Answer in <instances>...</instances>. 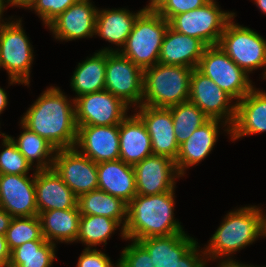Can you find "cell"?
Masks as SVG:
<instances>
[{
    "label": "cell",
    "instance_id": "obj_7",
    "mask_svg": "<svg viewBox=\"0 0 266 267\" xmlns=\"http://www.w3.org/2000/svg\"><path fill=\"white\" fill-rule=\"evenodd\" d=\"M235 13L222 11L215 0L204 6L178 15L169 20L175 31L201 40L206 46L218 45L226 24Z\"/></svg>",
    "mask_w": 266,
    "mask_h": 267
},
{
    "label": "cell",
    "instance_id": "obj_10",
    "mask_svg": "<svg viewBox=\"0 0 266 267\" xmlns=\"http://www.w3.org/2000/svg\"><path fill=\"white\" fill-rule=\"evenodd\" d=\"M105 90L128 106H141L143 69L119 52L106 51Z\"/></svg>",
    "mask_w": 266,
    "mask_h": 267
},
{
    "label": "cell",
    "instance_id": "obj_20",
    "mask_svg": "<svg viewBox=\"0 0 266 267\" xmlns=\"http://www.w3.org/2000/svg\"><path fill=\"white\" fill-rule=\"evenodd\" d=\"M266 131V92L253 88L236 103V115L230 127L232 140Z\"/></svg>",
    "mask_w": 266,
    "mask_h": 267
},
{
    "label": "cell",
    "instance_id": "obj_47",
    "mask_svg": "<svg viewBox=\"0 0 266 267\" xmlns=\"http://www.w3.org/2000/svg\"><path fill=\"white\" fill-rule=\"evenodd\" d=\"M261 227H262V236H266V214L265 212L263 213V210H261Z\"/></svg>",
    "mask_w": 266,
    "mask_h": 267
},
{
    "label": "cell",
    "instance_id": "obj_24",
    "mask_svg": "<svg viewBox=\"0 0 266 267\" xmlns=\"http://www.w3.org/2000/svg\"><path fill=\"white\" fill-rule=\"evenodd\" d=\"M120 155L124 163L135 165L153 155L151 138L141 118L135 113L119 125Z\"/></svg>",
    "mask_w": 266,
    "mask_h": 267
},
{
    "label": "cell",
    "instance_id": "obj_35",
    "mask_svg": "<svg viewBox=\"0 0 266 267\" xmlns=\"http://www.w3.org/2000/svg\"><path fill=\"white\" fill-rule=\"evenodd\" d=\"M3 136L4 150L0 153V175H27L32 166L26 158L19 152L16 144L9 135L1 133Z\"/></svg>",
    "mask_w": 266,
    "mask_h": 267
},
{
    "label": "cell",
    "instance_id": "obj_26",
    "mask_svg": "<svg viewBox=\"0 0 266 267\" xmlns=\"http://www.w3.org/2000/svg\"><path fill=\"white\" fill-rule=\"evenodd\" d=\"M38 216L43 237L48 242L71 243L77 240L81 217L78 206L71 209L44 211Z\"/></svg>",
    "mask_w": 266,
    "mask_h": 267
},
{
    "label": "cell",
    "instance_id": "obj_25",
    "mask_svg": "<svg viewBox=\"0 0 266 267\" xmlns=\"http://www.w3.org/2000/svg\"><path fill=\"white\" fill-rule=\"evenodd\" d=\"M138 242L148 251L155 267H175L197 241L185 233L147 237Z\"/></svg>",
    "mask_w": 266,
    "mask_h": 267
},
{
    "label": "cell",
    "instance_id": "obj_12",
    "mask_svg": "<svg viewBox=\"0 0 266 267\" xmlns=\"http://www.w3.org/2000/svg\"><path fill=\"white\" fill-rule=\"evenodd\" d=\"M73 100L77 126L120 125L128 116L126 112L129 106L105 89Z\"/></svg>",
    "mask_w": 266,
    "mask_h": 267
},
{
    "label": "cell",
    "instance_id": "obj_22",
    "mask_svg": "<svg viewBox=\"0 0 266 267\" xmlns=\"http://www.w3.org/2000/svg\"><path fill=\"white\" fill-rule=\"evenodd\" d=\"M98 189L127 204L137 195L133 165L121 159L97 163Z\"/></svg>",
    "mask_w": 266,
    "mask_h": 267
},
{
    "label": "cell",
    "instance_id": "obj_39",
    "mask_svg": "<svg viewBox=\"0 0 266 267\" xmlns=\"http://www.w3.org/2000/svg\"><path fill=\"white\" fill-rule=\"evenodd\" d=\"M77 267H118V263L114 266L105 253L95 248H85L79 256Z\"/></svg>",
    "mask_w": 266,
    "mask_h": 267
},
{
    "label": "cell",
    "instance_id": "obj_14",
    "mask_svg": "<svg viewBox=\"0 0 266 267\" xmlns=\"http://www.w3.org/2000/svg\"><path fill=\"white\" fill-rule=\"evenodd\" d=\"M137 195H157L175 188V179L180 177L175 161L158 155L146 157L133 165Z\"/></svg>",
    "mask_w": 266,
    "mask_h": 267
},
{
    "label": "cell",
    "instance_id": "obj_21",
    "mask_svg": "<svg viewBox=\"0 0 266 267\" xmlns=\"http://www.w3.org/2000/svg\"><path fill=\"white\" fill-rule=\"evenodd\" d=\"M206 47L201 40L181 34L169 26L163 38L158 63L194 69Z\"/></svg>",
    "mask_w": 266,
    "mask_h": 267
},
{
    "label": "cell",
    "instance_id": "obj_1",
    "mask_svg": "<svg viewBox=\"0 0 266 267\" xmlns=\"http://www.w3.org/2000/svg\"><path fill=\"white\" fill-rule=\"evenodd\" d=\"M72 102L59 88L50 87L30 106L20 123L56 150L75 148L78 128Z\"/></svg>",
    "mask_w": 266,
    "mask_h": 267
},
{
    "label": "cell",
    "instance_id": "obj_28",
    "mask_svg": "<svg viewBox=\"0 0 266 267\" xmlns=\"http://www.w3.org/2000/svg\"><path fill=\"white\" fill-rule=\"evenodd\" d=\"M77 206L81 215L106 216L122 223L121 236L126 240L124 228L127 221L128 204L125 201L103 190L95 189L79 196Z\"/></svg>",
    "mask_w": 266,
    "mask_h": 267
},
{
    "label": "cell",
    "instance_id": "obj_36",
    "mask_svg": "<svg viewBox=\"0 0 266 267\" xmlns=\"http://www.w3.org/2000/svg\"><path fill=\"white\" fill-rule=\"evenodd\" d=\"M81 0H34L27 8L34 9L45 25H49L68 7Z\"/></svg>",
    "mask_w": 266,
    "mask_h": 267
},
{
    "label": "cell",
    "instance_id": "obj_3",
    "mask_svg": "<svg viewBox=\"0 0 266 267\" xmlns=\"http://www.w3.org/2000/svg\"><path fill=\"white\" fill-rule=\"evenodd\" d=\"M261 236V208L242 207L226 215L210 238L209 245L201 253L209 258L208 260L229 257L230 254L252 244Z\"/></svg>",
    "mask_w": 266,
    "mask_h": 267
},
{
    "label": "cell",
    "instance_id": "obj_19",
    "mask_svg": "<svg viewBox=\"0 0 266 267\" xmlns=\"http://www.w3.org/2000/svg\"><path fill=\"white\" fill-rule=\"evenodd\" d=\"M35 197L38 214L77 206V197L53 168L35 171Z\"/></svg>",
    "mask_w": 266,
    "mask_h": 267
},
{
    "label": "cell",
    "instance_id": "obj_45",
    "mask_svg": "<svg viewBox=\"0 0 266 267\" xmlns=\"http://www.w3.org/2000/svg\"><path fill=\"white\" fill-rule=\"evenodd\" d=\"M6 94L7 93L4 91V89L0 87V114L2 113V111H4L8 104V98Z\"/></svg>",
    "mask_w": 266,
    "mask_h": 267
},
{
    "label": "cell",
    "instance_id": "obj_13",
    "mask_svg": "<svg viewBox=\"0 0 266 267\" xmlns=\"http://www.w3.org/2000/svg\"><path fill=\"white\" fill-rule=\"evenodd\" d=\"M54 155L52 168L77 198L98 189L97 163L76 148L59 149Z\"/></svg>",
    "mask_w": 266,
    "mask_h": 267
},
{
    "label": "cell",
    "instance_id": "obj_37",
    "mask_svg": "<svg viewBox=\"0 0 266 267\" xmlns=\"http://www.w3.org/2000/svg\"><path fill=\"white\" fill-rule=\"evenodd\" d=\"M118 267H155L148 251L138 242L133 241L123 249Z\"/></svg>",
    "mask_w": 266,
    "mask_h": 267
},
{
    "label": "cell",
    "instance_id": "obj_44",
    "mask_svg": "<svg viewBox=\"0 0 266 267\" xmlns=\"http://www.w3.org/2000/svg\"><path fill=\"white\" fill-rule=\"evenodd\" d=\"M34 0H8L10 6H18L27 8Z\"/></svg>",
    "mask_w": 266,
    "mask_h": 267
},
{
    "label": "cell",
    "instance_id": "obj_48",
    "mask_svg": "<svg viewBox=\"0 0 266 267\" xmlns=\"http://www.w3.org/2000/svg\"><path fill=\"white\" fill-rule=\"evenodd\" d=\"M261 12L266 13V0H254Z\"/></svg>",
    "mask_w": 266,
    "mask_h": 267
},
{
    "label": "cell",
    "instance_id": "obj_5",
    "mask_svg": "<svg viewBox=\"0 0 266 267\" xmlns=\"http://www.w3.org/2000/svg\"><path fill=\"white\" fill-rule=\"evenodd\" d=\"M169 21L156 10H144L136 19L133 29L122 49H101L119 52L143 70L156 65Z\"/></svg>",
    "mask_w": 266,
    "mask_h": 267
},
{
    "label": "cell",
    "instance_id": "obj_17",
    "mask_svg": "<svg viewBox=\"0 0 266 267\" xmlns=\"http://www.w3.org/2000/svg\"><path fill=\"white\" fill-rule=\"evenodd\" d=\"M75 148L95 163L119 159V125L77 126Z\"/></svg>",
    "mask_w": 266,
    "mask_h": 267
},
{
    "label": "cell",
    "instance_id": "obj_11",
    "mask_svg": "<svg viewBox=\"0 0 266 267\" xmlns=\"http://www.w3.org/2000/svg\"><path fill=\"white\" fill-rule=\"evenodd\" d=\"M213 80L194 68L190 77L189 101L195 104L209 119L224 120L230 134L236 115V103ZM232 105V106H231ZM224 118V119H223Z\"/></svg>",
    "mask_w": 266,
    "mask_h": 267
},
{
    "label": "cell",
    "instance_id": "obj_9",
    "mask_svg": "<svg viewBox=\"0 0 266 267\" xmlns=\"http://www.w3.org/2000/svg\"><path fill=\"white\" fill-rule=\"evenodd\" d=\"M197 69L233 99L240 101L254 87L248 74L219 45L207 46Z\"/></svg>",
    "mask_w": 266,
    "mask_h": 267
},
{
    "label": "cell",
    "instance_id": "obj_15",
    "mask_svg": "<svg viewBox=\"0 0 266 267\" xmlns=\"http://www.w3.org/2000/svg\"><path fill=\"white\" fill-rule=\"evenodd\" d=\"M28 175H0V207L15 217L38 216L35 197V173Z\"/></svg>",
    "mask_w": 266,
    "mask_h": 267
},
{
    "label": "cell",
    "instance_id": "obj_23",
    "mask_svg": "<svg viewBox=\"0 0 266 267\" xmlns=\"http://www.w3.org/2000/svg\"><path fill=\"white\" fill-rule=\"evenodd\" d=\"M221 120L208 119L197 128L193 134L179 147L175 166L180 176H184L185 169L204 160L213 150L218 137V125Z\"/></svg>",
    "mask_w": 266,
    "mask_h": 267
},
{
    "label": "cell",
    "instance_id": "obj_8",
    "mask_svg": "<svg viewBox=\"0 0 266 267\" xmlns=\"http://www.w3.org/2000/svg\"><path fill=\"white\" fill-rule=\"evenodd\" d=\"M218 45L247 74L265 67L266 79V40L261 35L230 20Z\"/></svg>",
    "mask_w": 266,
    "mask_h": 267
},
{
    "label": "cell",
    "instance_id": "obj_46",
    "mask_svg": "<svg viewBox=\"0 0 266 267\" xmlns=\"http://www.w3.org/2000/svg\"><path fill=\"white\" fill-rule=\"evenodd\" d=\"M165 0H150V3L144 7L145 10H156Z\"/></svg>",
    "mask_w": 266,
    "mask_h": 267
},
{
    "label": "cell",
    "instance_id": "obj_29",
    "mask_svg": "<svg viewBox=\"0 0 266 267\" xmlns=\"http://www.w3.org/2000/svg\"><path fill=\"white\" fill-rule=\"evenodd\" d=\"M106 51H98L78 63L71 79L73 91L80 97L105 89Z\"/></svg>",
    "mask_w": 266,
    "mask_h": 267
},
{
    "label": "cell",
    "instance_id": "obj_33",
    "mask_svg": "<svg viewBox=\"0 0 266 267\" xmlns=\"http://www.w3.org/2000/svg\"><path fill=\"white\" fill-rule=\"evenodd\" d=\"M168 108L172 113L175 136L179 146L209 119L189 100Z\"/></svg>",
    "mask_w": 266,
    "mask_h": 267
},
{
    "label": "cell",
    "instance_id": "obj_6",
    "mask_svg": "<svg viewBox=\"0 0 266 267\" xmlns=\"http://www.w3.org/2000/svg\"><path fill=\"white\" fill-rule=\"evenodd\" d=\"M0 23V68L9 74L10 84L29 85L32 46L25 34L21 20Z\"/></svg>",
    "mask_w": 266,
    "mask_h": 267
},
{
    "label": "cell",
    "instance_id": "obj_43",
    "mask_svg": "<svg viewBox=\"0 0 266 267\" xmlns=\"http://www.w3.org/2000/svg\"><path fill=\"white\" fill-rule=\"evenodd\" d=\"M222 262L219 264V266L218 267H255V266H248V264L246 265V264H240L239 262H236V261H234V260H232V259H230V257L229 258H225V260L223 259V260H221Z\"/></svg>",
    "mask_w": 266,
    "mask_h": 267
},
{
    "label": "cell",
    "instance_id": "obj_16",
    "mask_svg": "<svg viewBox=\"0 0 266 267\" xmlns=\"http://www.w3.org/2000/svg\"><path fill=\"white\" fill-rule=\"evenodd\" d=\"M136 114L144 122L151 138L153 155L176 160L179 145L176 140L172 113L169 108L141 105Z\"/></svg>",
    "mask_w": 266,
    "mask_h": 267
},
{
    "label": "cell",
    "instance_id": "obj_2",
    "mask_svg": "<svg viewBox=\"0 0 266 267\" xmlns=\"http://www.w3.org/2000/svg\"><path fill=\"white\" fill-rule=\"evenodd\" d=\"M174 190L157 195H136L127 207L126 239L138 241L153 236L185 233L174 220Z\"/></svg>",
    "mask_w": 266,
    "mask_h": 267
},
{
    "label": "cell",
    "instance_id": "obj_38",
    "mask_svg": "<svg viewBox=\"0 0 266 267\" xmlns=\"http://www.w3.org/2000/svg\"><path fill=\"white\" fill-rule=\"evenodd\" d=\"M210 0H165L156 11L167 21L173 16L204 6Z\"/></svg>",
    "mask_w": 266,
    "mask_h": 267
},
{
    "label": "cell",
    "instance_id": "obj_42",
    "mask_svg": "<svg viewBox=\"0 0 266 267\" xmlns=\"http://www.w3.org/2000/svg\"><path fill=\"white\" fill-rule=\"evenodd\" d=\"M12 218L10 214L0 207V235H5Z\"/></svg>",
    "mask_w": 266,
    "mask_h": 267
},
{
    "label": "cell",
    "instance_id": "obj_49",
    "mask_svg": "<svg viewBox=\"0 0 266 267\" xmlns=\"http://www.w3.org/2000/svg\"><path fill=\"white\" fill-rule=\"evenodd\" d=\"M4 1L6 3H8V0H0V23H1V18H2V14L4 12V9H5L6 5H8Z\"/></svg>",
    "mask_w": 266,
    "mask_h": 267
},
{
    "label": "cell",
    "instance_id": "obj_34",
    "mask_svg": "<svg viewBox=\"0 0 266 267\" xmlns=\"http://www.w3.org/2000/svg\"><path fill=\"white\" fill-rule=\"evenodd\" d=\"M5 239L10 251L29 241L46 240L39 216L12 218Z\"/></svg>",
    "mask_w": 266,
    "mask_h": 267
},
{
    "label": "cell",
    "instance_id": "obj_4",
    "mask_svg": "<svg viewBox=\"0 0 266 267\" xmlns=\"http://www.w3.org/2000/svg\"><path fill=\"white\" fill-rule=\"evenodd\" d=\"M192 71L189 67L161 63L145 68L142 105L168 108L188 101Z\"/></svg>",
    "mask_w": 266,
    "mask_h": 267
},
{
    "label": "cell",
    "instance_id": "obj_41",
    "mask_svg": "<svg viewBox=\"0 0 266 267\" xmlns=\"http://www.w3.org/2000/svg\"><path fill=\"white\" fill-rule=\"evenodd\" d=\"M11 259V251L8 248L5 235H0V267H8Z\"/></svg>",
    "mask_w": 266,
    "mask_h": 267
},
{
    "label": "cell",
    "instance_id": "obj_27",
    "mask_svg": "<svg viewBox=\"0 0 266 267\" xmlns=\"http://www.w3.org/2000/svg\"><path fill=\"white\" fill-rule=\"evenodd\" d=\"M145 10L130 13L127 9L97 10L95 35L100 36L110 43L124 46L130 35L137 17Z\"/></svg>",
    "mask_w": 266,
    "mask_h": 267
},
{
    "label": "cell",
    "instance_id": "obj_18",
    "mask_svg": "<svg viewBox=\"0 0 266 267\" xmlns=\"http://www.w3.org/2000/svg\"><path fill=\"white\" fill-rule=\"evenodd\" d=\"M90 0H81L68 7L48 27L58 40L90 38L95 35L97 10Z\"/></svg>",
    "mask_w": 266,
    "mask_h": 267
},
{
    "label": "cell",
    "instance_id": "obj_32",
    "mask_svg": "<svg viewBox=\"0 0 266 267\" xmlns=\"http://www.w3.org/2000/svg\"><path fill=\"white\" fill-rule=\"evenodd\" d=\"M120 226L117 220L106 216L81 215L77 242L81 241L85 248H92L98 244H107L112 232Z\"/></svg>",
    "mask_w": 266,
    "mask_h": 267
},
{
    "label": "cell",
    "instance_id": "obj_30",
    "mask_svg": "<svg viewBox=\"0 0 266 267\" xmlns=\"http://www.w3.org/2000/svg\"><path fill=\"white\" fill-rule=\"evenodd\" d=\"M21 126L24 131L21 132L17 140L9 136L16 144L19 152L31 166L34 160H37L36 171L51 169L55 158V155L52 154L56 153V149L46 139L30 131L22 123Z\"/></svg>",
    "mask_w": 266,
    "mask_h": 267
},
{
    "label": "cell",
    "instance_id": "obj_31",
    "mask_svg": "<svg viewBox=\"0 0 266 267\" xmlns=\"http://www.w3.org/2000/svg\"><path fill=\"white\" fill-rule=\"evenodd\" d=\"M55 243L35 240L23 243L11 251L8 267H51L55 260Z\"/></svg>",
    "mask_w": 266,
    "mask_h": 267
},
{
    "label": "cell",
    "instance_id": "obj_40",
    "mask_svg": "<svg viewBox=\"0 0 266 267\" xmlns=\"http://www.w3.org/2000/svg\"><path fill=\"white\" fill-rule=\"evenodd\" d=\"M197 244L198 242L177 261L175 267H206V259L198 253Z\"/></svg>",
    "mask_w": 266,
    "mask_h": 267
}]
</instances>
